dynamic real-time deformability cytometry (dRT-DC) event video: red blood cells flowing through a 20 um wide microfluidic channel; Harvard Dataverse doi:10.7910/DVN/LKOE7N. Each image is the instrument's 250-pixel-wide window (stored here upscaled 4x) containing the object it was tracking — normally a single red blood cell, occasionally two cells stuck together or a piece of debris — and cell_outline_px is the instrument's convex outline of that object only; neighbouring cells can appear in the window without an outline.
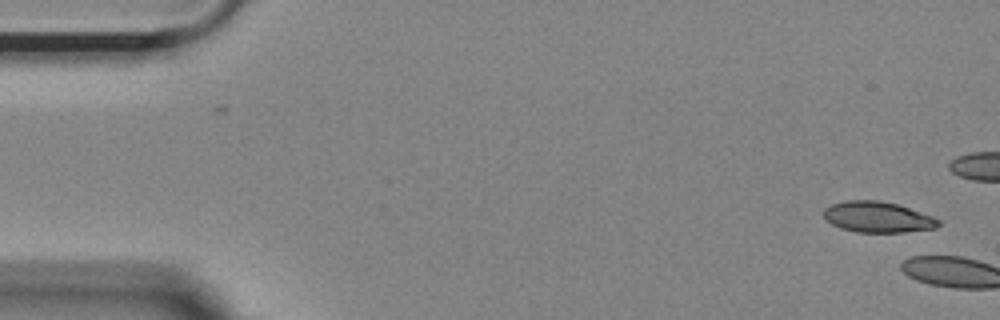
{"species": "Egyptian fruit bat (a non-hibernating species)", "species_latin": "Rousettus aegyptiacus", "temperature_condition": "room temperature", "stored_images_in_passage": 3, "camera_frame_rate_fps": 3000, "um_per_image_px": 0.085, "animal": {"sex": "female"}, "frame": {"image": 1, "passage_image": 1, "time_ms": 0.0, "image_size_px": [1000, 320], "cell_outline_px": [[940, 224], [936, 228], [904, 232], [856, 232], [840, 228], [824, 220], [824, 208], [832, 204], [848, 200], [880, 200], [896, 204], [932, 216], [940, 220]], "centroid_in_image_um": [74.58, 18.45], "position_along_channel_um": 10.4, "area_um2": 20.58}}